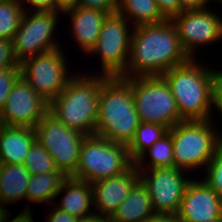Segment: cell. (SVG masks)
<instances>
[{"label": "cell", "mask_w": 222, "mask_h": 222, "mask_svg": "<svg viewBox=\"0 0 222 222\" xmlns=\"http://www.w3.org/2000/svg\"><path fill=\"white\" fill-rule=\"evenodd\" d=\"M212 109H214L212 111H215V110L218 111L217 112L218 114L216 113V111L212 112L213 115L211 116V120L219 128L220 127L219 122L217 123L215 118L222 116V72L218 75V77L216 79V82L214 84V89H213V107H212ZM217 115H219V116H217Z\"/></svg>", "instance_id": "cell-33"}, {"label": "cell", "mask_w": 222, "mask_h": 222, "mask_svg": "<svg viewBox=\"0 0 222 222\" xmlns=\"http://www.w3.org/2000/svg\"><path fill=\"white\" fill-rule=\"evenodd\" d=\"M12 216L13 215H11V212L9 210V205L0 200V222H9Z\"/></svg>", "instance_id": "cell-39"}, {"label": "cell", "mask_w": 222, "mask_h": 222, "mask_svg": "<svg viewBox=\"0 0 222 222\" xmlns=\"http://www.w3.org/2000/svg\"><path fill=\"white\" fill-rule=\"evenodd\" d=\"M188 59L171 20L139 25L133 29L128 63L120 77L162 76Z\"/></svg>", "instance_id": "cell-1"}, {"label": "cell", "mask_w": 222, "mask_h": 222, "mask_svg": "<svg viewBox=\"0 0 222 222\" xmlns=\"http://www.w3.org/2000/svg\"><path fill=\"white\" fill-rule=\"evenodd\" d=\"M138 170L139 180L148 190L154 212L177 213L191 180L190 173L176 167Z\"/></svg>", "instance_id": "cell-13"}, {"label": "cell", "mask_w": 222, "mask_h": 222, "mask_svg": "<svg viewBox=\"0 0 222 222\" xmlns=\"http://www.w3.org/2000/svg\"><path fill=\"white\" fill-rule=\"evenodd\" d=\"M65 56L62 47L26 58L19 63L20 76L48 103L65 89L68 80L74 75L68 69L69 62L67 64L68 58Z\"/></svg>", "instance_id": "cell-10"}, {"label": "cell", "mask_w": 222, "mask_h": 222, "mask_svg": "<svg viewBox=\"0 0 222 222\" xmlns=\"http://www.w3.org/2000/svg\"><path fill=\"white\" fill-rule=\"evenodd\" d=\"M153 213L148 190L139 180L111 218L115 222H145Z\"/></svg>", "instance_id": "cell-20"}, {"label": "cell", "mask_w": 222, "mask_h": 222, "mask_svg": "<svg viewBox=\"0 0 222 222\" xmlns=\"http://www.w3.org/2000/svg\"><path fill=\"white\" fill-rule=\"evenodd\" d=\"M213 1H214V0H213ZM216 1H217L218 3H216ZM214 3H216V4H222V0H215Z\"/></svg>", "instance_id": "cell-44"}, {"label": "cell", "mask_w": 222, "mask_h": 222, "mask_svg": "<svg viewBox=\"0 0 222 222\" xmlns=\"http://www.w3.org/2000/svg\"><path fill=\"white\" fill-rule=\"evenodd\" d=\"M5 127H6L5 121L2 118V116L0 115V135H1V133L4 130Z\"/></svg>", "instance_id": "cell-42"}, {"label": "cell", "mask_w": 222, "mask_h": 222, "mask_svg": "<svg viewBox=\"0 0 222 222\" xmlns=\"http://www.w3.org/2000/svg\"><path fill=\"white\" fill-rule=\"evenodd\" d=\"M198 60L189 58L162 75L184 121L211 120L213 112L214 84L222 70Z\"/></svg>", "instance_id": "cell-2"}, {"label": "cell", "mask_w": 222, "mask_h": 222, "mask_svg": "<svg viewBox=\"0 0 222 222\" xmlns=\"http://www.w3.org/2000/svg\"><path fill=\"white\" fill-rule=\"evenodd\" d=\"M139 181V170L133 163L126 171L92 183L94 213L111 217Z\"/></svg>", "instance_id": "cell-16"}, {"label": "cell", "mask_w": 222, "mask_h": 222, "mask_svg": "<svg viewBox=\"0 0 222 222\" xmlns=\"http://www.w3.org/2000/svg\"><path fill=\"white\" fill-rule=\"evenodd\" d=\"M78 0H57V5L64 11L77 5Z\"/></svg>", "instance_id": "cell-41"}, {"label": "cell", "mask_w": 222, "mask_h": 222, "mask_svg": "<svg viewBox=\"0 0 222 222\" xmlns=\"http://www.w3.org/2000/svg\"><path fill=\"white\" fill-rule=\"evenodd\" d=\"M134 162L126 144L112 142L98 135H86L80 148L74 179L94 183L119 175Z\"/></svg>", "instance_id": "cell-6"}, {"label": "cell", "mask_w": 222, "mask_h": 222, "mask_svg": "<svg viewBox=\"0 0 222 222\" xmlns=\"http://www.w3.org/2000/svg\"><path fill=\"white\" fill-rule=\"evenodd\" d=\"M67 177L62 172L31 175L25 200L28 202L52 206L61 184Z\"/></svg>", "instance_id": "cell-23"}, {"label": "cell", "mask_w": 222, "mask_h": 222, "mask_svg": "<svg viewBox=\"0 0 222 222\" xmlns=\"http://www.w3.org/2000/svg\"><path fill=\"white\" fill-rule=\"evenodd\" d=\"M45 220V222H82L77 217L62 211L55 206L53 207V210L46 215Z\"/></svg>", "instance_id": "cell-35"}, {"label": "cell", "mask_w": 222, "mask_h": 222, "mask_svg": "<svg viewBox=\"0 0 222 222\" xmlns=\"http://www.w3.org/2000/svg\"><path fill=\"white\" fill-rule=\"evenodd\" d=\"M117 13L125 17L133 27L159 24L167 20L156 0H119Z\"/></svg>", "instance_id": "cell-22"}, {"label": "cell", "mask_w": 222, "mask_h": 222, "mask_svg": "<svg viewBox=\"0 0 222 222\" xmlns=\"http://www.w3.org/2000/svg\"><path fill=\"white\" fill-rule=\"evenodd\" d=\"M162 15L171 20L180 13V0H156Z\"/></svg>", "instance_id": "cell-34"}, {"label": "cell", "mask_w": 222, "mask_h": 222, "mask_svg": "<svg viewBox=\"0 0 222 222\" xmlns=\"http://www.w3.org/2000/svg\"><path fill=\"white\" fill-rule=\"evenodd\" d=\"M21 3L25 11H63L57 0H21Z\"/></svg>", "instance_id": "cell-32"}, {"label": "cell", "mask_w": 222, "mask_h": 222, "mask_svg": "<svg viewBox=\"0 0 222 222\" xmlns=\"http://www.w3.org/2000/svg\"><path fill=\"white\" fill-rule=\"evenodd\" d=\"M75 73L65 89L49 103V113L68 128L93 135L97 124L99 90L108 76L90 71L86 74L75 70Z\"/></svg>", "instance_id": "cell-3"}, {"label": "cell", "mask_w": 222, "mask_h": 222, "mask_svg": "<svg viewBox=\"0 0 222 222\" xmlns=\"http://www.w3.org/2000/svg\"><path fill=\"white\" fill-rule=\"evenodd\" d=\"M140 124L130 78L107 77L99 90L95 135L128 145Z\"/></svg>", "instance_id": "cell-4"}, {"label": "cell", "mask_w": 222, "mask_h": 222, "mask_svg": "<svg viewBox=\"0 0 222 222\" xmlns=\"http://www.w3.org/2000/svg\"><path fill=\"white\" fill-rule=\"evenodd\" d=\"M49 113V103L19 76L0 115L6 126L35 127Z\"/></svg>", "instance_id": "cell-14"}, {"label": "cell", "mask_w": 222, "mask_h": 222, "mask_svg": "<svg viewBox=\"0 0 222 222\" xmlns=\"http://www.w3.org/2000/svg\"><path fill=\"white\" fill-rule=\"evenodd\" d=\"M62 15L63 18L69 15L70 35L79 49L88 54L99 38L102 23L108 13L100 9L74 6L62 11Z\"/></svg>", "instance_id": "cell-17"}, {"label": "cell", "mask_w": 222, "mask_h": 222, "mask_svg": "<svg viewBox=\"0 0 222 222\" xmlns=\"http://www.w3.org/2000/svg\"><path fill=\"white\" fill-rule=\"evenodd\" d=\"M59 16L62 17V11H24L12 39L13 52L18 63L62 47L58 36L54 35Z\"/></svg>", "instance_id": "cell-9"}, {"label": "cell", "mask_w": 222, "mask_h": 222, "mask_svg": "<svg viewBox=\"0 0 222 222\" xmlns=\"http://www.w3.org/2000/svg\"><path fill=\"white\" fill-rule=\"evenodd\" d=\"M210 7L182 11L171 19L181 47L189 58H198L199 54L195 53L198 48L222 42V15Z\"/></svg>", "instance_id": "cell-12"}, {"label": "cell", "mask_w": 222, "mask_h": 222, "mask_svg": "<svg viewBox=\"0 0 222 222\" xmlns=\"http://www.w3.org/2000/svg\"><path fill=\"white\" fill-rule=\"evenodd\" d=\"M134 27L122 15L108 14L104 19L99 38L88 55L99 58L101 69L96 74L108 77L121 76L128 63Z\"/></svg>", "instance_id": "cell-8"}, {"label": "cell", "mask_w": 222, "mask_h": 222, "mask_svg": "<svg viewBox=\"0 0 222 222\" xmlns=\"http://www.w3.org/2000/svg\"><path fill=\"white\" fill-rule=\"evenodd\" d=\"M32 212L33 210L31 211V207L28 205L18 215L11 217L9 222H34Z\"/></svg>", "instance_id": "cell-38"}, {"label": "cell", "mask_w": 222, "mask_h": 222, "mask_svg": "<svg viewBox=\"0 0 222 222\" xmlns=\"http://www.w3.org/2000/svg\"><path fill=\"white\" fill-rule=\"evenodd\" d=\"M168 131L173 143L174 167L188 173L204 170L222 144V128L212 120L182 121Z\"/></svg>", "instance_id": "cell-5"}, {"label": "cell", "mask_w": 222, "mask_h": 222, "mask_svg": "<svg viewBox=\"0 0 222 222\" xmlns=\"http://www.w3.org/2000/svg\"><path fill=\"white\" fill-rule=\"evenodd\" d=\"M24 11L21 0H4L0 2V39H13Z\"/></svg>", "instance_id": "cell-26"}, {"label": "cell", "mask_w": 222, "mask_h": 222, "mask_svg": "<svg viewBox=\"0 0 222 222\" xmlns=\"http://www.w3.org/2000/svg\"><path fill=\"white\" fill-rule=\"evenodd\" d=\"M20 76V68H0V112L3 109L11 88Z\"/></svg>", "instance_id": "cell-29"}, {"label": "cell", "mask_w": 222, "mask_h": 222, "mask_svg": "<svg viewBox=\"0 0 222 222\" xmlns=\"http://www.w3.org/2000/svg\"><path fill=\"white\" fill-rule=\"evenodd\" d=\"M30 178L29 171L22 164H1L0 200L12 205L25 199Z\"/></svg>", "instance_id": "cell-21"}, {"label": "cell", "mask_w": 222, "mask_h": 222, "mask_svg": "<svg viewBox=\"0 0 222 222\" xmlns=\"http://www.w3.org/2000/svg\"><path fill=\"white\" fill-rule=\"evenodd\" d=\"M35 141L33 127L6 126L0 135V163L23 165Z\"/></svg>", "instance_id": "cell-19"}, {"label": "cell", "mask_w": 222, "mask_h": 222, "mask_svg": "<svg viewBox=\"0 0 222 222\" xmlns=\"http://www.w3.org/2000/svg\"><path fill=\"white\" fill-rule=\"evenodd\" d=\"M134 164L137 169L173 168L174 155L170 132L168 131L151 147L146 149L134 161Z\"/></svg>", "instance_id": "cell-24"}, {"label": "cell", "mask_w": 222, "mask_h": 222, "mask_svg": "<svg viewBox=\"0 0 222 222\" xmlns=\"http://www.w3.org/2000/svg\"><path fill=\"white\" fill-rule=\"evenodd\" d=\"M34 129L36 140L53 158L58 170L71 177L77 169L81 144L86 135L68 128L50 113Z\"/></svg>", "instance_id": "cell-11"}, {"label": "cell", "mask_w": 222, "mask_h": 222, "mask_svg": "<svg viewBox=\"0 0 222 222\" xmlns=\"http://www.w3.org/2000/svg\"><path fill=\"white\" fill-rule=\"evenodd\" d=\"M0 68H19L15 59L12 40L0 39Z\"/></svg>", "instance_id": "cell-30"}, {"label": "cell", "mask_w": 222, "mask_h": 222, "mask_svg": "<svg viewBox=\"0 0 222 222\" xmlns=\"http://www.w3.org/2000/svg\"><path fill=\"white\" fill-rule=\"evenodd\" d=\"M82 222H115L111 217L93 215Z\"/></svg>", "instance_id": "cell-40"}, {"label": "cell", "mask_w": 222, "mask_h": 222, "mask_svg": "<svg viewBox=\"0 0 222 222\" xmlns=\"http://www.w3.org/2000/svg\"><path fill=\"white\" fill-rule=\"evenodd\" d=\"M207 222H222V217H220L218 219H214V220H209Z\"/></svg>", "instance_id": "cell-43"}, {"label": "cell", "mask_w": 222, "mask_h": 222, "mask_svg": "<svg viewBox=\"0 0 222 222\" xmlns=\"http://www.w3.org/2000/svg\"><path fill=\"white\" fill-rule=\"evenodd\" d=\"M206 184L222 199V144L217 148L207 167L202 171Z\"/></svg>", "instance_id": "cell-28"}, {"label": "cell", "mask_w": 222, "mask_h": 222, "mask_svg": "<svg viewBox=\"0 0 222 222\" xmlns=\"http://www.w3.org/2000/svg\"><path fill=\"white\" fill-rule=\"evenodd\" d=\"M119 0H78L77 5L81 8L100 9L108 14L117 12Z\"/></svg>", "instance_id": "cell-31"}, {"label": "cell", "mask_w": 222, "mask_h": 222, "mask_svg": "<svg viewBox=\"0 0 222 222\" xmlns=\"http://www.w3.org/2000/svg\"><path fill=\"white\" fill-rule=\"evenodd\" d=\"M23 165L30 175L61 172L56 167L53 158L37 140L30 147Z\"/></svg>", "instance_id": "cell-27"}, {"label": "cell", "mask_w": 222, "mask_h": 222, "mask_svg": "<svg viewBox=\"0 0 222 222\" xmlns=\"http://www.w3.org/2000/svg\"><path fill=\"white\" fill-rule=\"evenodd\" d=\"M194 179L189 181L177 212L180 220L207 222L222 217V199L202 178Z\"/></svg>", "instance_id": "cell-15"}, {"label": "cell", "mask_w": 222, "mask_h": 222, "mask_svg": "<svg viewBox=\"0 0 222 222\" xmlns=\"http://www.w3.org/2000/svg\"><path fill=\"white\" fill-rule=\"evenodd\" d=\"M145 222H182L177 213L154 212Z\"/></svg>", "instance_id": "cell-37"}, {"label": "cell", "mask_w": 222, "mask_h": 222, "mask_svg": "<svg viewBox=\"0 0 222 222\" xmlns=\"http://www.w3.org/2000/svg\"><path fill=\"white\" fill-rule=\"evenodd\" d=\"M56 198H60L58 203H56ZM54 201L53 206L77 217L81 221L95 215L92 184L89 182L67 177L61 184Z\"/></svg>", "instance_id": "cell-18"}, {"label": "cell", "mask_w": 222, "mask_h": 222, "mask_svg": "<svg viewBox=\"0 0 222 222\" xmlns=\"http://www.w3.org/2000/svg\"><path fill=\"white\" fill-rule=\"evenodd\" d=\"M213 0H180V13L186 10H198L210 6Z\"/></svg>", "instance_id": "cell-36"}, {"label": "cell", "mask_w": 222, "mask_h": 222, "mask_svg": "<svg viewBox=\"0 0 222 222\" xmlns=\"http://www.w3.org/2000/svg\"><path fill=\"white\" fill-rule=\"evenodd\" d=\"M168 130L167 127L157 123L140 122L134 138L127 145L130 159L134 162L146 149L163 137Z\"/></svg>", "instance_id": "cell-25"}, {"label": "cell", "mask_w": 222, "mask_h": 222, "mask_svg": "<svg viewBox=\"0 0 222 222\" xmlns=\"http://www.w3.org/2000/svg\"><path fill=\"white\" fill-rule=\"evenodd\" d=\"M130 87L140 122L157 123L170 129L184 121L162 76L130 78Z\"/></svg>", "instance_id": "cell-7"}]
</instances>
